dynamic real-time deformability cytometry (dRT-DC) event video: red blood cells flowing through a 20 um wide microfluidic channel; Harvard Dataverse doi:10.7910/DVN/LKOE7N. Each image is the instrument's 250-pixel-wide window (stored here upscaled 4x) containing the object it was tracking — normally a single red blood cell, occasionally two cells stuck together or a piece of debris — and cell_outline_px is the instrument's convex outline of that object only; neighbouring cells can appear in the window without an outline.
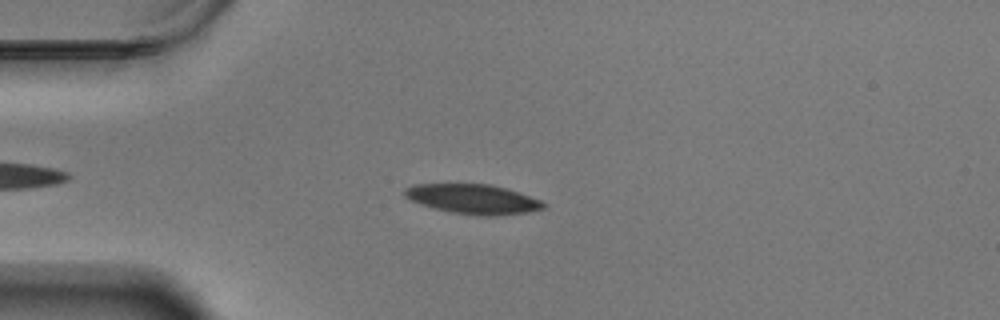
{"species": "Egyptian fruit bat (a non-hibernating species)", "species_latin": "Rousettus aegyptiacus", "temperature_condition": "warm", "stored_images_in_passage": 44, "camera_frame_rate_fps": 3000, "um_per_image_px": 0.085, "animal": {"sex": "male"}, "frame": {"image": 1, "passage_image": 9, "time_ms": 2.667, "image_size_px": [1000, 320], "cell_outline_px": [[544, 208], [528, 212], [496, 216], [476, 216], [452, 212], [420, 204], [404, 196], [404, 188], [412, 184], [488, 184], [504, 188], [540, 200], [544, 204]], "centroid_in_image_um": [40.16, 16.92], "position_along_channel_um": 44.8, "area_um2": 23.7}}
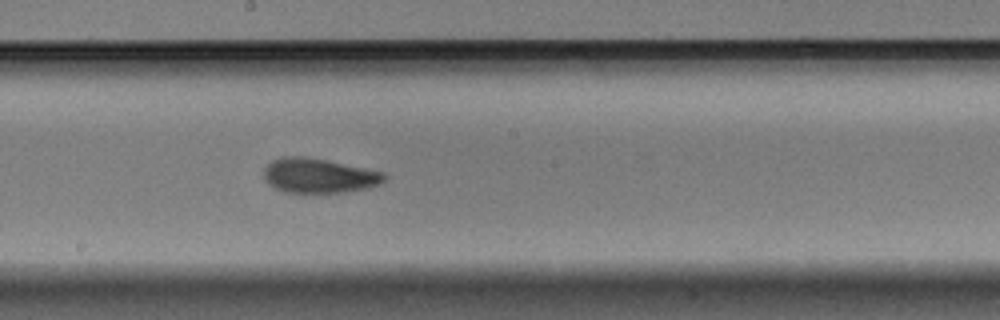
{"frame": {"image": 2, "passage_image": 26, "time_ms": 8.333, "image_size_px": [1000, 320], "cell_outline_px": [[388, 176], [380, 184], [368, 188], [344, 192], [284, 192], [276, 188], [264, 180], [264, 168], [272, 160], [284, 156], [304, 156], [384, 172]], "centroid_in_image_um": [27.1, 14.93], "position_along_channel_um": 221.1, "area_um2": 24.1}}
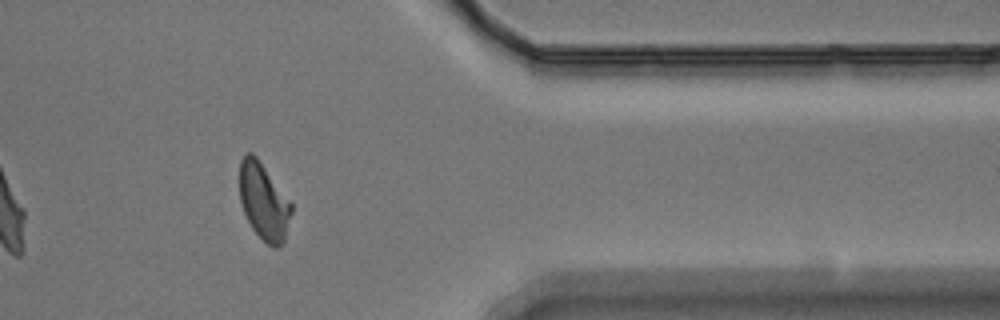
{"frame": {"image": 3, "passage_image": 42, "time_ms": 13.667, "image_size_px": [1000, 320], "cell_outline_px": [[292, 212], [284, 240], [276, 248], [272, 248], [252, 228], [244, 212], [240, 200], [240, 160], [248, 152], [252, 152], [256, 156], [292, 204]], "centroid_in_image_um": [22.41, 17.13], "position_along_channel_um": 389.0, "area_um2": 22.72}, "authors_computed_cell_mechanics": {"area_um2": 24.0448, "velocity_mm_per_s": 3.469, "shape_relaxation_time_tau1_ms": 3.9552, "shape_relaxation_time_tau2_ms": 2.1259, "deformation_change_tau1": 0.1315, "deformation_change_tau2": 0.0847}}